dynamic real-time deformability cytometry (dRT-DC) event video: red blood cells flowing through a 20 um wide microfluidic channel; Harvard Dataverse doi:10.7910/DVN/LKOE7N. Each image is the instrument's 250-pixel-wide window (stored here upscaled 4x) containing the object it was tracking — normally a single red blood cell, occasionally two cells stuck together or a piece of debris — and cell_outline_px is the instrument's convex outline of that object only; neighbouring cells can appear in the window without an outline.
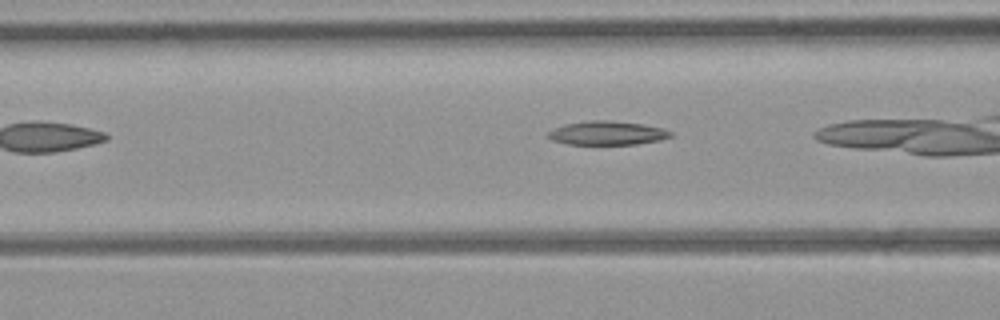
{"species": "common noctule bat (a hibernating species)", "species_latin": "Nyctalus noctula", "temperature_condition": "room temperature", "stored_images_in_passage": 7, "camera_frame_rate_fps": 3000, "um_per_image_px": 0.085, "animal": {"sex": "female", "body_mass_g": 21.9}, "frame": {"image": 1, "passage_image": 5, "time_ms": 1.333, "image_size_px": [1000, 320], "cell_outline_px": [[672, 136], [660, 140], [636, 144], [568, 144], [552, 140], [548, 136], [548, 132], [564, 124], [588, 120], [612, 120], [644, 124], [664, 128], [672, 132]], "centroid_in_image_um": [51.65, 11.3], "position_along_channel_um": 115.0, "area_um2": 17.05}}